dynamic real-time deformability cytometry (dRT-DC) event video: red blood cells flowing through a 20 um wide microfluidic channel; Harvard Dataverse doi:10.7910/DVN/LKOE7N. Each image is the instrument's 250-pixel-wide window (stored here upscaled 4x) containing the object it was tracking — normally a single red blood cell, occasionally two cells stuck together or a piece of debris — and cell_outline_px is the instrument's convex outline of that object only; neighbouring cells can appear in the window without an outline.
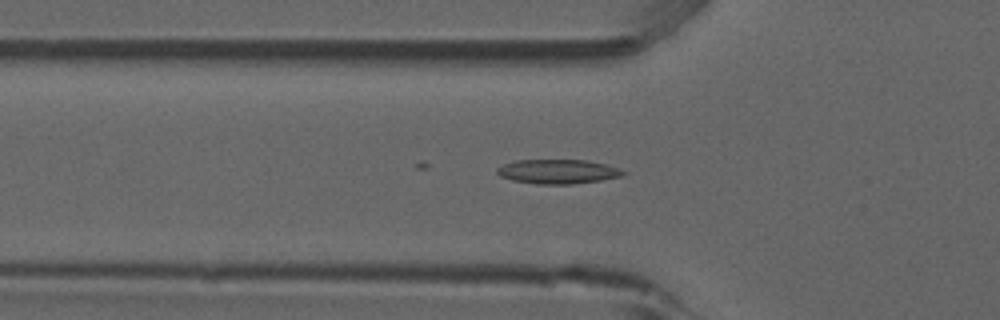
{"species": "common noctule bat (a hibernating species)", "species_latin": "Nyctalus noctula", "temperature_condition": "room temperature", "stored_images_in_passage": 53, "camera_frame_rate_fps": 3000, "um_per_image_px": 0.085, "animal": {"sex": "male", "forearm_length_mm": 52.5}, "frame": {"image": 1, "passage_image": 18, "time_ms": 5.667, "image_size_px": [1000, 320], "cell_outline_px": [[624, 176], [600, 180], [572, 184], [536, 184], [512, 180], [500, 176], [496, 172], [496, 168], [504, 164], [516, 160], [588, 160], [620, 168], [624, 172]], "centroid_in_image_um": [47.4, 14.58], "position_along_channel_um": 78.4, "area_um2": 17.86}}
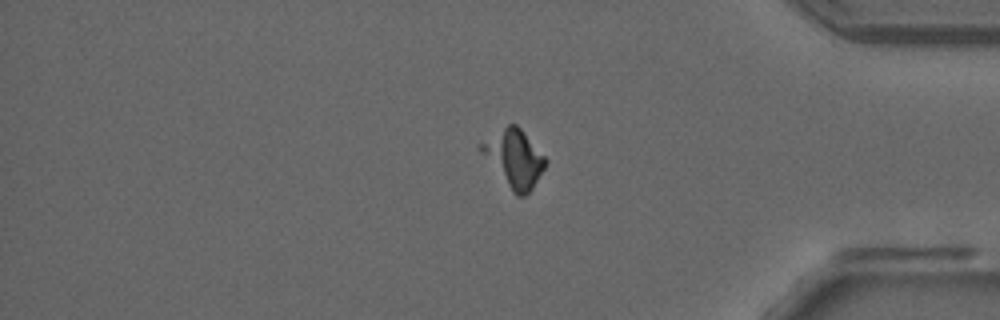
{"frame": {"image": 2, "passage_image": 44, "time_ms": 14.333, "image_size_px": [1000, 320], "cell_outline_px": [[548, 160], [544, 168], [532, 188], [524, 196], [516, 196], [512, 192], [476, 148], [476, 144], [508, 124], [516, 124], [520, 128]], "centroid_in_image_um": [43.65, 13.45], "position_along_channel_um": 391.6, "area_um2": 21.5}}
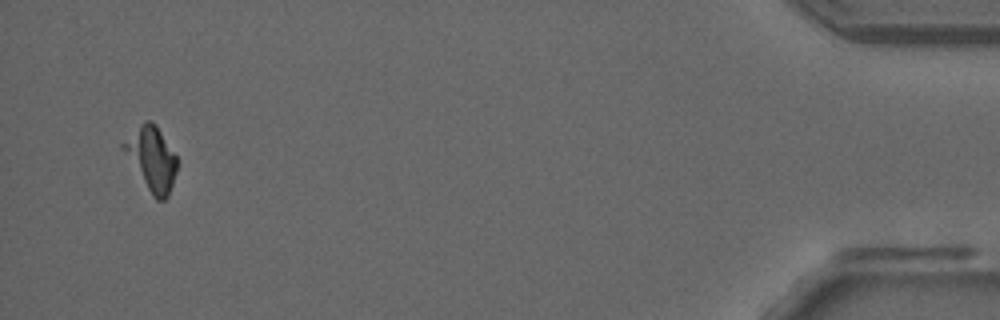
{"frame": {"image": 3, "passage_image": 51, "time_ms": 16.667, "image_size_px": [1000, 320], "cell_outline_px": [[176, 172], [168, 196], [164, 200], [156, 200], [152, 196], [120, 148], [120, 144], [144, 120], [152, 120], [156, 124], [176, 156]], "centroid_in_image_um": [12.86, 13.47], "position_along_channel_um": 422.3, "area_um2": 19.83}}